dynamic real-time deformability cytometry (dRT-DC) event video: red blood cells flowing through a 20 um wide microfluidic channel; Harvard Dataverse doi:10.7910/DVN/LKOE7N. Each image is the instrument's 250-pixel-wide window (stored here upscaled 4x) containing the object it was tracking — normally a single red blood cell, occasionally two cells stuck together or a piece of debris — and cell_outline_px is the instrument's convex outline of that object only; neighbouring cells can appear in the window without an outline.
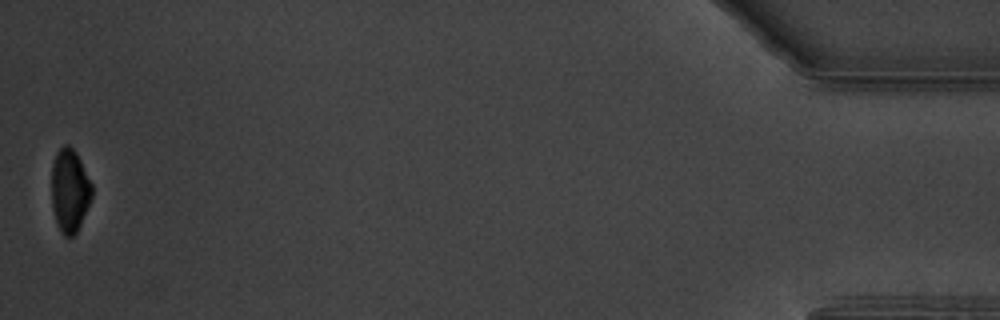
{"species": "common noctule bat (a hibernating species)", "species_latin": "Nyctalus noctula", "temperature_condition": "warm", "stored_images_in_passage": 61, "camera_frame_rate_fps": 3000, "um_per_image_px": 0.085, "animal": {"sex": "male", "body_mass_g": 19.5, "forearm_length_mm": 54.6}, "frame": {"image": 1, "passage_image": 61, "time_ms": 20.0, "image_size_px": [1000, 320], "cell_outline_px": [[92, 196], [80, 224], [76, 232], [72, 236], [64, 236], [60, 232], [56, 224], [52, 208], [52, 164], [56, 152], [64, 144], [68, 144], [76, 152], [92, 184]], "centroid_in_image_um": [5.91, 16.19], "position_along_channel_um": 429.3, "area_um2": 19.54}, "authors_computed_cell_mechanics": {"area_um2": 21.6172, "velocity_mm_per_s": 3.3168, "shape_relaxation_time_tau1_ms": 3.8823, "shape_relaxation_time_tau2_ms": null, "deformation_change_tau1": 0.1505, "deformation_change_tau2": null}}